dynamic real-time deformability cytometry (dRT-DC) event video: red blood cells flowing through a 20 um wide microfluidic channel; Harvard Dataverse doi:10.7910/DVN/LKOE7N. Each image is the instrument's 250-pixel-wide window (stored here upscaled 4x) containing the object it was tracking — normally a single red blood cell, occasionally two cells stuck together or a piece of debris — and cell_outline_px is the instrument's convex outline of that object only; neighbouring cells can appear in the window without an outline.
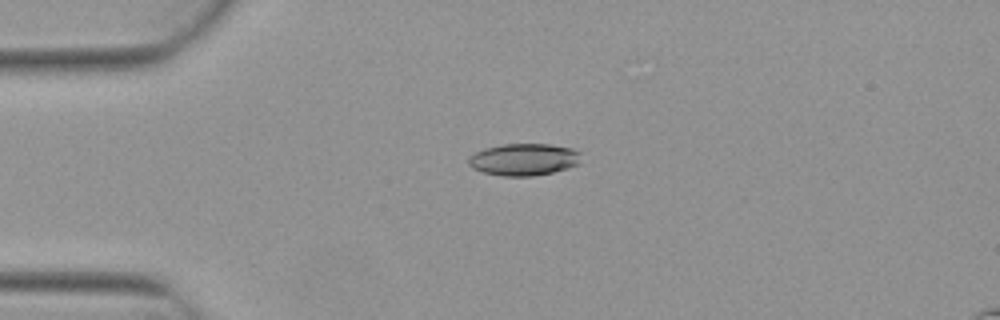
{"species": "Egyptian fruit bat (a non-hibernating species)", "species_latin": "Rousettus aegyptiacus", "temperature_condition": "warm", "stored_images_in_passage": 8, "camera_frame_rate_fps": 3000, "um_per_image_px": 0.085, "animal": {"sex": "female"}, "frame": {"image": 1, "passage_image": 4, "time_ms": 1.0, "image_size_px": [1000, 320], "cell_outline_px": [[580, 152], [576, 164], [568, 168], [552, 172], [532, 176], [504, 176], [484, 172], [472, 168], [468, 164], [468, 156], [484, 148], [504, 144], [548, 144], [572, 148]], "centroid_in_image_um": [44.48, 13.55], "position_along_channel_um": 40.5, "area_um2": 20.81}}
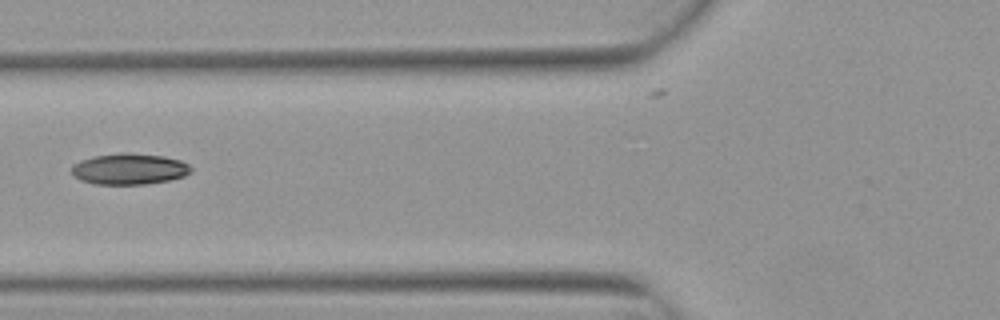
{"frame": {"image": 2, "passage_image": 6, "time_ms": 1.667, "image_size_px": [1000, 320], "cell_outline_px": [[192, 172], [184, 176], [168, 180], [144, 184], [92, 184], [80, 180], [72, 176], [72, 164], [80, 160], [92, 156], [120, 152], [128, 152], [164, 156], [180, 160], [188, 164], [192, 168]], "centroid_in_image_um": [10.95, 14.35], "position_along_channel_um": 114.8, "area_um2": 21.91}}
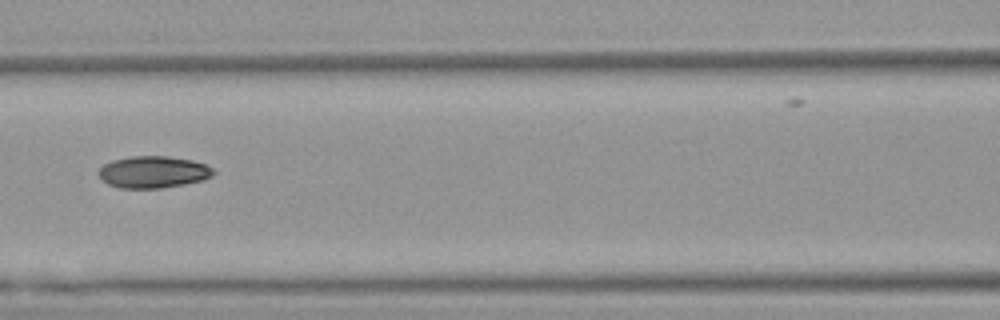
{"frame": {"image": 3, "passage_image": 7, "time_ms": 2.0, "image_size_px": [1000, 320], "cell_outline_px": [[216, 172], [212, 176], [204, 180], [184, 184], [160, 188], [120, 188], [108, 184], [100, 180], [96, 172], [104, 164], [112, 160], [128, 156], [168, 156], [192, 160], [204, 164], [212, 168]], "centroid_in_image_um": [12.99, 14.62], "position_along_channel_um": 153.6, "area_um2": 21.56}}